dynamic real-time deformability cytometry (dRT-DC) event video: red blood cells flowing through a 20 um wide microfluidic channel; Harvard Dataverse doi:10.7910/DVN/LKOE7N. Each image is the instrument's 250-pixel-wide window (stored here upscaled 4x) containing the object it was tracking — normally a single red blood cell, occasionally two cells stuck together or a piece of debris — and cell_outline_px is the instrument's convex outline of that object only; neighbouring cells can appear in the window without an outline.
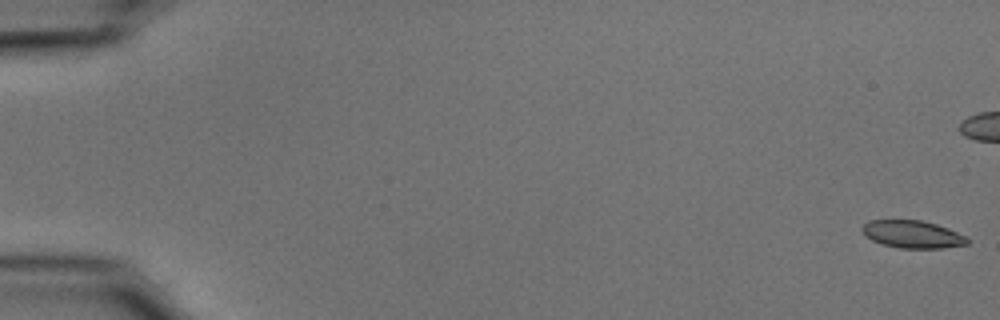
{"species": "common noctule bat (a hibernating species)", "species_latin": "Nyctalus noctula", "temperature_condition": "cold", "stored_images_in_passage": 56, "camera_frame_rate_fps": 3000, "um_per_image_px": 0.085, "animal": {"sex": "male", "body_mass_g": 15.6}, "frame": {"image": 1, "passage_image": 1, "time_ms": 0.0, "image_size_px": [1000, 320], "cell_outline_px": [[968, 244], [944, 248], [900, 248], [880, 244], [864, 236], [860, 228], [868, 220], [920, 220], [936, 224], [948, 228], [968, 236]], "centroid_in_image_um": [77.55, 19.91], "position_along_channel_um": 7.5, "area_um2": 17.11}}
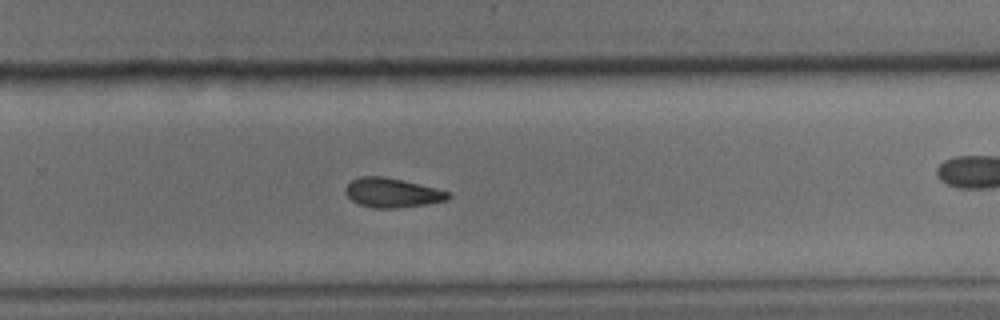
{"frame": {"image": 2, "passage_image": 37, "time_ms": 12.0, "image_size_px": [1000, 320], "cell_outline_px": [[452, 196], [448, 200], [424, 204], [392, 208], [372, 208], [360, 204], [352, 200], [344, 192], [344, 188], [352, 180], [360, 176], [384, 176], [404, 180], [452, 192]], "centroid_in_image_um": [33.35, 16.37], "position_along_channel_um": 296.4, "area_um2": 17.63}}
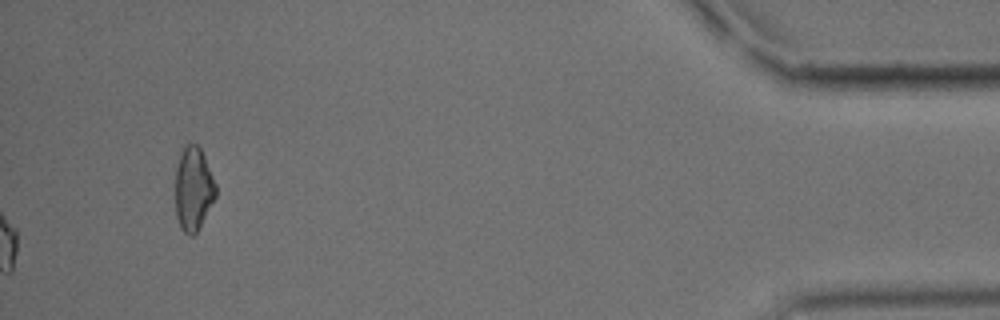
{"frame": {"image": 3, "passage_image": 56, "time_ms": 18.333, "image_size_px": [1000, 320], "cell_outline_px": [[216, 196], [196, 232], [192, 236], [188, 236], [180, 228], [176, 216], [176, 168], [180, 144], [196, 144], [200, 148], [204, 156], [216, 184]], "centroid_in_image_um": [16.41, 16.0], "position_along_channel_um": 418.8, "area_um2": 19.83}, "authors_computed_cell_mechanics": {"area_um2": 17.7157, "velocity_mm_per_s": 3.7299, "shape_relaxation_time_tau1_ms": 7.5377, "shape_relaxation_time_tau2_ms": 4.316, "deformation_change_tau1": 0.145, "deformation_change_tau2": 0.107}}